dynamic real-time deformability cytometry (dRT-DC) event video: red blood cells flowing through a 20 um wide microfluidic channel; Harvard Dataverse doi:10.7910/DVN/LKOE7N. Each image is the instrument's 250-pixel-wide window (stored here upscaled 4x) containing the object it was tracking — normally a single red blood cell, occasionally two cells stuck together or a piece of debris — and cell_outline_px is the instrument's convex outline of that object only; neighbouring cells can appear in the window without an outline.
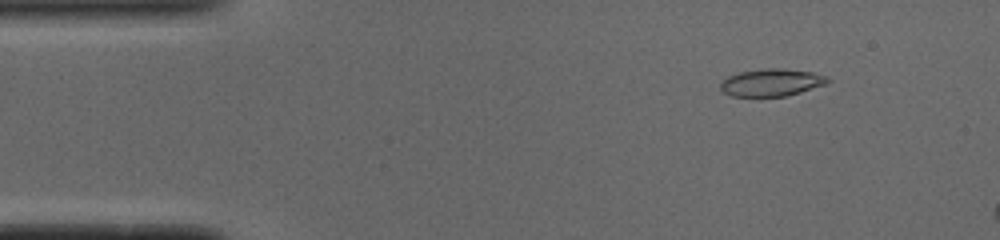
{"species": "common noctule bat (a hibernating species)", "species_latin": "Nyctalus noctula", "temperature_condition": "cold", "stored_images_in_passage": 49, "camera_frame_rate_fps": 3000, "um_per_image_px": 0.085, "animal": {"sex": "male", "body_mass_g": 19.0, "forearm_length_mm": 50.8}, "frame": {"image": 1, "passage_image": 6, "time_ms": 1.667, "image_size_px": [1000, 240], "cell_outline_px": [[832, 80], [824, 84], [800, 92], [784, 96], [732, 96], [724, 92], [720, 88], [720, 84], [728, 76], [740, 72], [768, 68], [776, 68], [812, 72], [828, 76]], "centroid_in_image_um": [65.59, 7.01], "position_along_channel_um": 19.4, "area_um2": 16.82}}
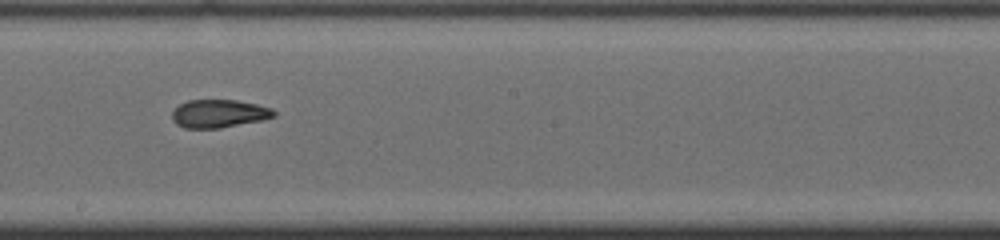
{"frame": {"image": 2, "passage_image": 28, "time_ms": 9.0, "image_size_px": [1000, 240], "cell_outline_px": [[276, 116], [260, 120], [220, 128], [184, 128], [176, 124], [172, 120], [172, 112], [180, 104], [188, 100], [236, 100], [256, 104], [272, 108], [276, 112]], "centroid_in_image_um": [18.6, 9.65], "position_along_channel_um": 229.6, "area_um2": 16.59}}
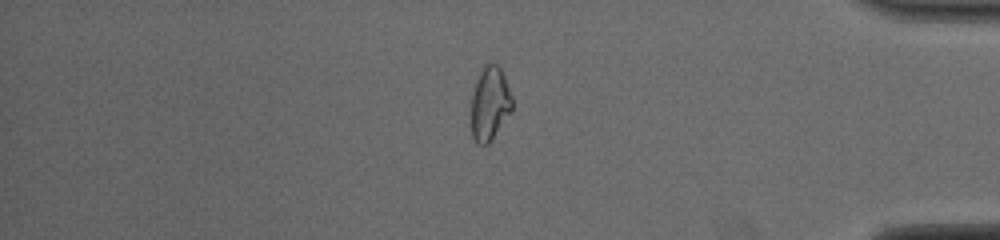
{"frame": {"image": 3, "passage_image": 43, "time_ms": 14.0, "image_size_px": [1000, 240], "cell_outline_px": [[512, 108], [488, 144], [476, 144], [472, 136], [472, 92], [476, 80], [484, 64], [496, 64], [500, 68], [504, 76], [512, 96]], "centroid_in_image_um": [41.62, 8.79], "position_along_channel_um": 393.6, "area_um2": 17.22}}